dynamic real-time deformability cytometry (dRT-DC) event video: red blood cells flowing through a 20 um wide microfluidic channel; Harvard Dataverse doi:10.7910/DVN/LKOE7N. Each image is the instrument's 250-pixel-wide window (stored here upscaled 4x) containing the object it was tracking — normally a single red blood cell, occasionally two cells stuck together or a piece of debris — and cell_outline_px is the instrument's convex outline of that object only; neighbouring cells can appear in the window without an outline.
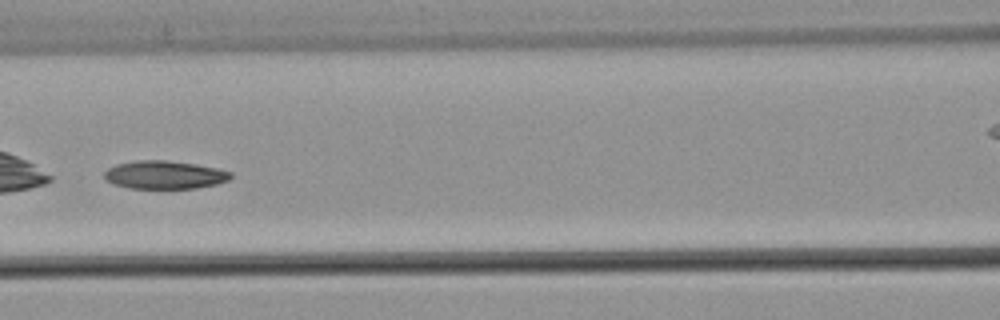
{"species": "common noctule bat (a hibernating species)", "species_latin": "Nyctalus noctula", "temperature_condition": "warm", "stored_images_in_passage": 6, "camera_frame_rate_fps": 3000, "um_per_image_px": 0.085, "animal": {"sex": "male", "body_mass_g": 21.5, "forearm_length_mm": 52.0}, "frame": {"image": 1, "passage_image": 5, "time_ms": 1.333, "image_size_px": [1000, 320], "cell_outline_px": [[232, 176], [228, 180], [216, 184], [196, 188], [128, 188], [112, 184], [104, 176], [104, 172], [108, 168], [116, 164], [136, 160], [168, 160], [196, 164], [216, 168], [232, 172]], "centroid_in_image_um": [13.97, 14.85], "position_along_channel_um": 152.6, "area_um2": 20.75}}